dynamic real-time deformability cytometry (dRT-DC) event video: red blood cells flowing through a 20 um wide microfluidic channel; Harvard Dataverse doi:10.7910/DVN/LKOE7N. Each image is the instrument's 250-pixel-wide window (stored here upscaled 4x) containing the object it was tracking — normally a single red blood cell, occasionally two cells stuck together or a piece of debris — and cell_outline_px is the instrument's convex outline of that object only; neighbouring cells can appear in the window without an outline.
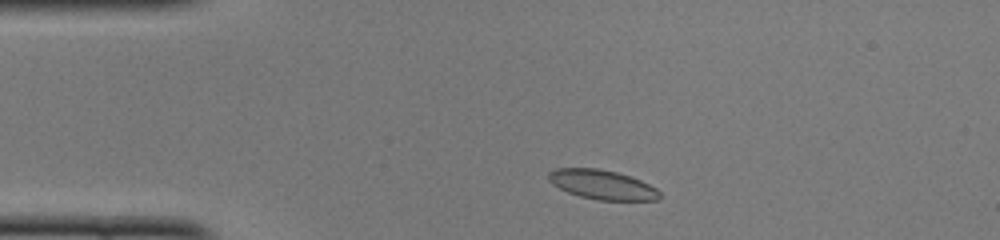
{"species": "common noctule bat (a hibernating species)", "species_latin": "Nyctalus noctula", "temperature_condition": "cold", "stored_images_in_passage": 44, "camera_frame_rate_fps": 3000, "um_per_image_px": 0.085, "animal": {"sex": "female", "body_mass_g": 22.0, "forearm_length_mm": 56.7}, "frame": {"image": 1, "passage_image": 4, "time_ms": 1.0, "image_size_px": [1000, 240], "cell_outline_px": [[660, 200], [596, 200], [580, 196], [568, 192], [552, 184], [548, 180], [548, 172], [556, 168], [596, 168], [616, 172], [640, 180], [656, 188], [660, 192]], "centroid_in_image_um": [51.17, 15.7], "position_along_channel_um": 33.8, "area_um2": 18.96}}
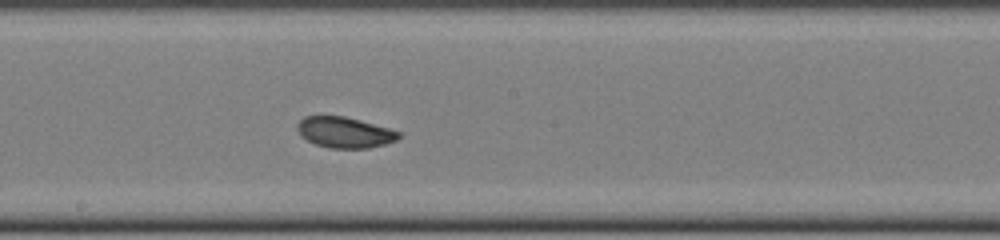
{"frame": {"image": 2, "passage_image": 21, "time_ms": 6.667, "image_size_px": [1000, 240], "cell_outline_px": [[400, 136], [396, 140], [384, 144], [368, 148], [328, 148], [316, 144], [300, 136], [296, 128], [296, 124], [304, 116], [344, 116], [360, 120], [388, 128], [400, 132]], "centroid_in_image_um": [29.25, 11.25], "position_along_channel_um": 218.9, "area_um2": 18.15}}
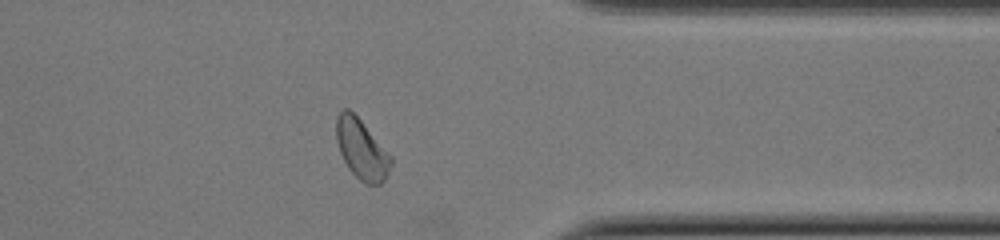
{"frame": {"image": 3, "passage_image": 34, "time_ms": 11.0, "image_size_px": [1000, 240], "cell_outline_px": [[392, 164], [384, 180], [380, 184], [364, 184], [348, 168], [340, 152], [336, 140], [336, 116], [344, 108], [348, 108], [360, 120], [392, 156]], "centroid_in_image_um": [30.73, 12.69], "position_along_channel_um": 380.7, "area_um2": 18.9}, "authors_computed_cell_mechanics": {"area_um2": 18.9873, "velocity_mm_per_s": 3.9538, "shape_relaxation_time_tau1_ms": 3.6094, "shape_relaxation_time_tau2_ms": 1.7846, "deformation_change_tau1": 0.0933, "deformation_change_tau2": 0.0493}}